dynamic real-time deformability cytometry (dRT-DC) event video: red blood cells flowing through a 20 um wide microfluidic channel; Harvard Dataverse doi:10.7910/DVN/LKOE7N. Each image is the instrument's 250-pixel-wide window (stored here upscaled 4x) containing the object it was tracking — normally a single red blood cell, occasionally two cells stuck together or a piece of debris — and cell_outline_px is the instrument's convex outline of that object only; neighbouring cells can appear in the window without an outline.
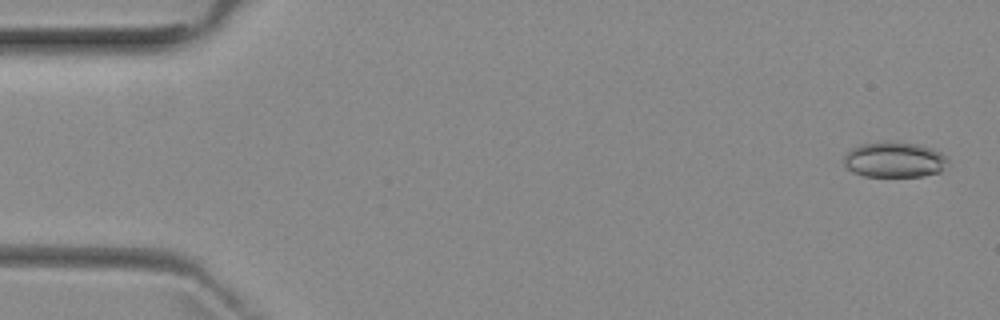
{"species": "common noctule bat (a hibernating species)", "species_latin": "Nyctalus noctula", "temperature_condition": "room temperature", "stored_images_in_passage": 8, "camera_frame_rate_fps": 3000, "um_per_image_px": 0.085, "animal": {"sex": "female", "body_mass_g": 29.2, "forearm_length_mm": 56.3}, "frame": {"image": 1, "passage_image": 1, "time_ms": 0.0, "image_size_px": [1000, 320], "cell_outline_px": [[948, 160], [940, 172], [924, 176], [864, 176], [852, 172], [844, 164], [844, 156], [852, 148], [860, 144], [916, 144], [932, 148], [948, 156]], "centroid_in_image_um": [76.04, 13.62], "position_along_channel_um": 9.0, "area_um2": 20.87}}
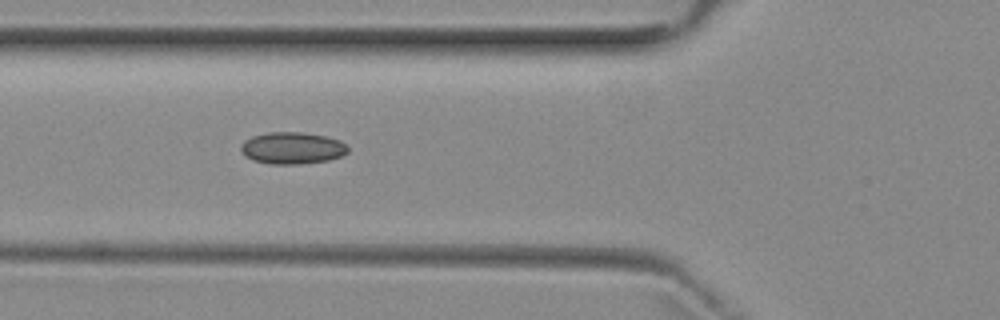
{"frame": {"image": 2, "passage_image": 6, "time_ms": 5.667, "image_size_px": [1000, 320], "cell_outline_px": [[348, 152], [340, 156], [328, 160], [300, 164], [268, 164], [252, 160], [244, 156], [240, 152], [240, 144], [244, 140], [252, 136], [268, 132], [304, 132], [324, 136], [340, 140], [348, 148]], "centroid_in_image_um": [24.78, 12.58], "position_along_channel_um": 101.0, "area_um2": 20.06}}
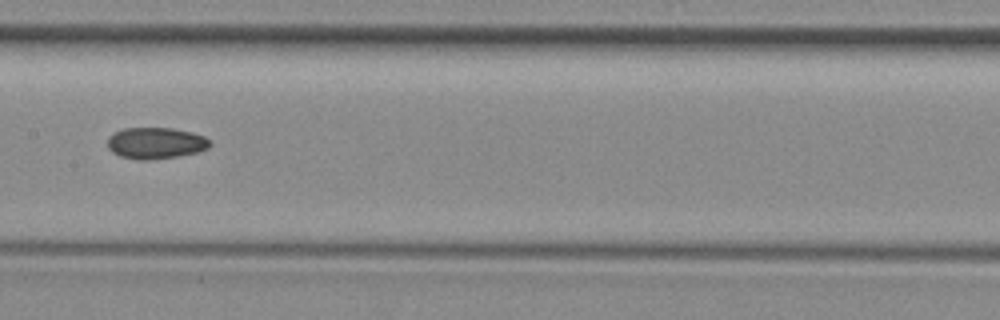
{"frame": {"image": 3, "passage_image": 8, "time_ms": 8.0, "image_size_px": [1000, 320], "cell_outline_px": [[212, 144], [208, 148], [196, 152], [180, 156], [148, 160], [140, 160], [120, 156], [112, 152], [108, 148], [108, 136], [112, 132], [124, 128], [172, 128], [192, 132], [204, 136], [212, 140]], "centroid_in_image_um": [13.24, 12.16], "position_along_channel_um": 194.2, "area_um2": 18.96}}